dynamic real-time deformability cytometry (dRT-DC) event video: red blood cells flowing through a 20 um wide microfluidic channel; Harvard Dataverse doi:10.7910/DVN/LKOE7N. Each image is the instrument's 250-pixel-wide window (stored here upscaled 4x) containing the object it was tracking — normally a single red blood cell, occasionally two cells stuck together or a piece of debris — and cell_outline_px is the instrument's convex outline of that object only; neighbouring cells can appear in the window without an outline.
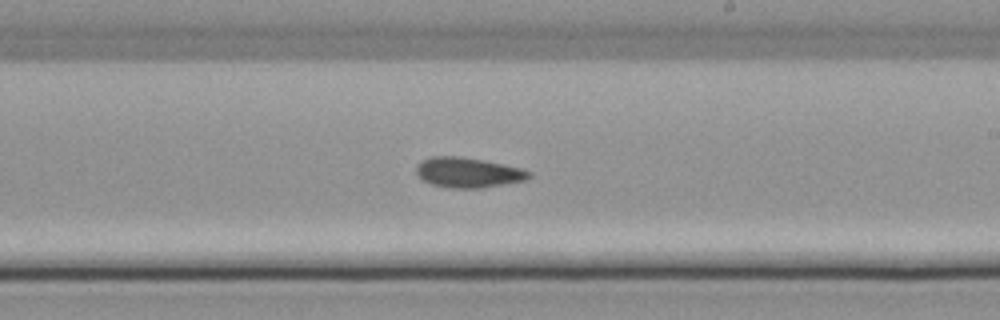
{"species": "common noctule bat (a hibernating species)", "species_latin": "Nyctalus noctula", "temperature_condition": "cold", "stored_images_in_passage": 38, "camera_frame_rate_fps": 3000, "um_per_image_px": 0.085, "animal": {"sex": "male", "body_mass_g": 21.5, "forearm_length_mm": 52.0}, "frame": {"image": 1, "passage_image": 17, "time_ms": 5.333, "image_size_px": [1000, 320], "cell_outline_px": [[532, 176], [524, 180], [480, 188], [452, 188], [432, 184], [424, 180], [416, 172], [416, 168], [424, 160], [432, 156], [460, 156], [484, 160], [504, 164], [520, 168], [532, 172]], "centroid_in_image_um": [39.82, 14.66], "position_along_channel_um": 249.2, "area_um2": 19.48}}